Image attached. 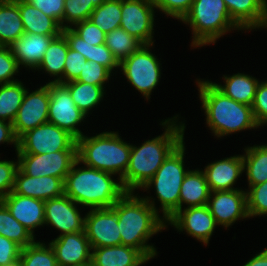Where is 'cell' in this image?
I'll use <instances>...</instances> for the list:
<instances>
[{
  "instance_id": "obj_54",
  "label": "cell",
  "mask_w": 267,
  "mask_h": 266,
  "mask_svg": "<svg viewBox=\"0 0 267 266\" xmlns=\"http://www.w3.org/2000/svg\"><path fill=\"white\" fill-rule=\"evenodd\" d=\"M76 266H94L93 262L92 261H89L88 263L86 264H82V265H76Z\"/></svg>"
},
{
  "instance_id": "obj_33",
  "label": "cell",
  "mask_w": 267,
  "mask_h": 266,
  "mask_svg": "<svg viewBox=\"0 0 267 266\" xmlns=\"http://www.w3.org/2000/svg\"><path fill=\"white\" fill-rule=\"evenodd\" d=\"M0 235L14 241L22 248L35 242V235L20 224L0 200Z\"/></svg>"
},
{
  "instance_id": "obj_8",
  "label": "cell",
  "mask_w": 267,
  "mask_h": 266,
  "mask_svg": "<svg viewBox=\"0 0 267 266\" xmlns=\"http://www.w3.org/2000/svg\"><path fill=\"white\" fill-rule=\"evenodd\" d=\"M77 150V139L68 131L46 122L18 138L17 154H46Z\"/></svg>"
},
{
  "instance_id": "obj_7",
  "label": "cell",
  "mask_w": 267,
  "mask_h": 266,
  "mask_svg": "<svg viewBox=\"0 0 267 266\" xmlns=\"http://www.w3.org/2000/svg\"><path fill=\"white\" fill-rule=\"evenodd\" d=\"M184 141L163 161L155 175L144 184L142 189L155 188L161 203L163 219L167 222L179 210L180 189L184 176L189 170L184 169Z\"/></svg>"
},
{
  "instance_id": "obj_44",
  "label": "cell",
  "mask_w": 267,
  "mask_h": 266,
  "mask_svg": "<svg viewBox=\"0 0 267 266\" xmlns=\"http://www.w3.org/2000/svg\"><path fill=\"white\" fill-rule=\"evenodd\" d=\"M251 107L256 123L259 126L267 125V80L258 83Z\"/></svg>"
},
{
  "instance_id": "obj_18",
  "label": "cell",
  "mask_w": 267,
  "mask_h": 266,
  "mask_svg": "<svg viewBox=\"0 0 267 266\" xmlns=\"http://www.w3.org/2000/svg\"><path fill=\"white\" fill-rule=\"evenodd\" d=\"M49 244L54 250L58 266H76L91 261L92 248L85 230L59 235Z\"/></svg>"
},
{
  "instance_id": "obj_27",
  "label": "cell",
  "mask_w": 267,
  "mask_h": 266,
  "mask_svg": "<svg viewBox=\"0 0 267 266\" xmlns=\"http://www.w3.org/2000/svg\"><path fill=\"white\" fill-rule=\"evenodd\" d=\"M223 76L225 85L215 82L214 85L229 98L239 103L252 106L256 89L260 81L255 77L253 78L250 75L242 73H237L232 76Z\"/></svg>"
},
{
  "instance_id": "obj_4",
  "label": "cell",
  "mask_w": 267,
  "mask_h": 266,
  "mask_svg": "<svg viewBox=\"0 0 267 266\" xmlns=\"http://www.w3.org/2000/svg\"><path fill=\"white\" fill-rule=\"evenodd\" d=\"M199 98L206 114V123L218 138L242 130L259 127L252 107L222 93L211 81L198 79Z\"/></svg>"
},
{
  "instance_id": "obj_35",
  "label": "cell",
  "mask_w": 267,
  "mask_h": 266,
  "mask_svg": "<svg viewBox=\"0 0 267 266\" xmlns=\"http://www.w3.org/2000/svg\"><path fill=\"white\" fill-rule=\"evenodd\" d=\"M105 45L120 64L143 44L135 37L129 35L124 29L117 28L106 34Z\"/></svg>"
},
{
  "instance_id": "obj_46",
  "label": "cell",
  "mask_w": 267,
  "mask_h": 266,
  "mask_svg": "<svg viewBox=\"0 0 267 266\" xmlns=\"http://www.w3.org/2000/svg\"><path fill=\"white\" fill-rule=\"evenodd\" d=\"M18 160H0V200L13 190Z\"/></svg>"
},
{
  "instance_id": "obj_26",
  "label": "cell",
  "mask_w": 267,
  "mask_h": 266,
  "mask_svg": "<svg viewBox=\"0 0 267 266\" xmlns=\"http://www.w3.org/2000/svg\"><path fill=\"white\" fill-rule=\"evenodd\" d=\"M19 11L25 33L38 35H60L61 26L25 0H19Z\"/></svg>"
},
{
  "instance_id": "obj_52",
  "label": "cell",
  "mask_w": 267,
  "mask_h": 266,
  "mask_svg": "<svg viewBox=\"0 0 267 266\" xmlns=\"http://www.w3.org/2000/svg\"><path fill=\"white\" fill-rule=\"evenodd\" d=\"M4 266H23L22 263H21V260L18 259L17 261L9 264V265H4Z\"/></svg>"
},
{
  "instance_id": "obj_34",
  "label": "cell",
  "mask_w": 267,
  "mask_h": 266,
  "mask_svg": "<svg viewBox=\"0 0 267 266\" xmlns=\"http://www.w3.org/2000/svg\"><path fill=\"white\" fill-rule=\"evenodd\" d=\"M121 12V0H106L92 11L89 20L108 34L112 30L120 28Z\"/></svg>"
},
{
  "instance_id": "obj_32",
  "label": "cell",
  "mask_w": 267,
  "mask_h": 266,
  "mask_svg": "<svg viewBox=\"0 0 267 266\" xmlns=\"http://www.w3.org/2000/svg\"><path fill=\"white\" fill-rule=\"evenodd\" d=\"M25 93L21 81L0 85V120L13 123Z\"/></svg>"
},
{
  "instance_id": "obj_11",
  "label": "cell",
  "mask_w": 267,
  "mask_h": 266,
  "mask_svg": "<svg viewBox=\"0 0 267 266\" xmlns=\"http://www.w3.org/2000/svg\"><path fill=\"white\" fill-rule=\"evenodd\" d=\"M48 122L68 131L76 139L83 136L77 128L86 115L75 105L69 89L61 83L49 82Z\"/></svg>"
},
{
  "instance_id": "obj_47",
  "label": "cell",
  "mask_w": 267,
  "mask_h": 266,
  "mask_svg": "<svg viewBox=\"0 0 267 266\" xmlns=\"http://www.w3.org/2000/svg\"><path fill=\"white\" fill-rule=\"evenodd\" d=\"M89 61H96L100 65L107 67L111 72L114 68H120L118 61L105 43L96 46L92 45Z\"/></svg>"
},
{
  "instance_id": "obj_41",
  "label": "cell",
  "mask_w": 267,
  "mask_h": 266,
  "mask_svg": "<svg viewBox=\"0 0 267 266\" xmlns=\"http://www.w3.org/2000/svg\"><path fill=\"white\" fill-rule=\"evenodd\" d=\"M194 0H153L155 8L162 11L164 14L174 17L178 20L189 13Z\"/></svg>"
},
{
  "instance_id": "obj_23",
  "label": "cell",
  "mask_w": 267,
  "mask_h": 266,
  "mask_svg": "<svg viewBox=\"0 0 267 266\" xmlns=\"http://www.w3.org/2000/svg\"><path fill=\"white\" fill-rule=\"evenodd\" d=\"M59 35H21L9 47L17 59L18 65L35 69L39 66L51 41Z\"/></svg>"
},
{
  "instance_id": "obj_14",
  "label": "cell",
  "mask_w": 267,
  "mask_h": 266,
  "mask_svg": "<svg viewBox=\"0 0 267 266\" xmlns=\"http://www.w3.org/2000/svg\"><path fill=\"white\" fill-rule=\"evenodd\" d=\"M84 230L91 248L121 245L116 212L110 208L90 209Z\"/></svg>"
},
{
  "instance_id": "obj_3",
  "label": "cell",
  "mask_w": 267,
  "mask_h": 266,
  "mask_svg": "<svg viewBox=\"0 0 267 266\" xmlns=\"http://www.w3.org/2000/svg\"><path fill=\"white\" fill-rule=\"evenodd\" d=\"M78 164L77 159L64 180V194L78 205L110 208L127 192L113 174L86 165L77 168Z\"/></svg>"
},
{
  "instance_id": "obj_2",
  "label": "cell",
  "mask_w": 267,
  "mask_h": 266,
  "mask_svg": "<svg viewBox=\"0 0 267 266\" xmlns=\"http://www.w3.org/2000/svg\"><path fill=\"white\" fill-rule=\"evenodd\" d=\"M177 116L165 119V132L146 140L141 146L131 145L128 169L120 180L127 192L141 189L162 165L163 161L184 141L185 123L177 124ZM177 119V120H176Z\"/></svg>"
},
{
  "instance_id": "obj_51",
  "label": "cell",
  "mask_w": 267,
  "mask_h": 266,
  "mask_svg": "<svg viewBox=\"0 0 267 266\" xmlns=\"http://www.w3.org/2000/svg\"><path fill=\"white\" fill-rule=\"evenodd\" d=\"M243 266H267V260L258 253Z\"/></svg>"
},
{
  "instance_id": "obj_12",
  "label": "cell",
  "mask_w": 267,
  "mask_h": 266,
  "mask_svg": "<svg viewBox=\"0 0 267 266\" xmlns=\"http://www.w3.org/2000/svg\"><path fill=\"white\" fill-rule=\"evenodd\" d=\"M154 8L153 0H121L120 28L143 45H154Z\"/></svg>"
},
{
  "instance_id": "obj_28",
  "label": "cell",
  "mask_w": 267,
  "mask_h": 266,
  "mask_svg": "<svg viewBox=\"0 0 267 266\" xmlns=\"http://www.w3.org/2000/svg\"><path fill=\"white\" fill-rule=\"evenodd\" d=\"M24 33L19 0H8L0 4V45L10 46Z\"/></svg>"
},
{
  "instance_id": "obj_15",
  "label": "cell",
  "mask_w": 267,
  "mask_h": 266,
  "mask_svg": "<svg viewBox=\"0 0 267 266\" xmlns=\"http://www.w3.org/2000/svg\"><path fill=\"white\" fill-rule=\"evenodd\" d=\"M207 206L216 224L225 228L238 219L249 218L246 191L241 189L211 192Z\"/></svg>"
},
{
  "instance_id": "obj_43",
  "label": "cell",
  "mask_w": 267,
  "mask_h": 266,
  "mask_svg": "<svg viewBox=\"0 0 267 266\" xmlns=\"http://www.w3.org/2000/svg\"><path fill=\"white\" fill-rule=\"evenodd\" d=\"M86 62L87 60L80 52L68 48L63 72V84L77 80Z\"/></svg>"
},
{
  "instance_id": "obj_49",
  "label": "cell",
  "mask_w": 267,
  "mask_h": 266,
  "mask_svg": "<svg viewBox=\"0 0 267 266\" xmlns=\"http://www.w3.org/2000/svg\"><path fill=\"white\" fill-rule=\"evenodd\" d=\"M62 34L67 39L69 48L80 52L83 57L89 61L90 51L92 45L84 41L80 36H78L71 27L62 29Z\"/></svg>"
},
{
  "instance_id": "obj_19",
  "label": "cell",
  "mask_w": 267,
  "mask_h": 266,
  "mask_svg": "<svg viewBox=\"0 0 267 266\" xmlns=\"http://www.w3.org/2000/svg\"><path fill=\"white\" fill-rule=\"evenodd\" d=\"M12 192L46 201L64 195V180L53 176H28L18 168Z\"/></svg>"
},
{
  "instance_id": "obj_55",
  "label": "cell",
  "mask_w": 267,
  "mask_h": 266,
  "mask_svg": "<svg viewBox=\"0 0 267 266\" xmlns=\"http://www.w3.org/2000/svg\"><path fill=\"white\" fill-rule=\"evenodd\" d=\"M6 1H8V0H0V4L4 3Z\"/></svg>"
},
{
  "instance_id": "obj_42",
  "label": "cell",
  "mask_w": 267,
  "mask_h": 266,
  "mask_svg": "<svg viewBox=\"0 0 267 266\" xmlns=\"http://www.w3.org/2000/svg\"><path fill=\"white\" fill-rule=\"evenodd\" d=\"M71 29L84 41L91 45H100L105 43L106 33L94 25L90 20L78 22Z\"/></svg>"
},
{
  "instance_id": "obj_31",
  "label": "cell",
  "mask_w": 267,
  "mask_h": 266,
  "mask_svg": "<svg viewBox=\"0 0 267 266\" xmlns=\"http://www.w3.org/2000/svg\"><path fill=\"white\" fill-rule=\"evenodd\" d=\"M69 89L75 105L88 116L89 111L97 106L104 97V86L91 85L79 81L64 83Z\"/></svg>"
},
{
  "instance_id": "obj_24",
  "label": "cell",
  "mask_w": 267,
  "mask_h": 266,
  "mask_svg": "<svg viewBox=\"0 0 267 266\" xmlns=\"http://www.w3.org/2000/svg\"><path fill=\"white\" fill-rule=\"evenodd\" d=\"M94 266H140L149 261L139 250L125 246L92 248Z\"/></svg>"
},
{
  "instance_id": "obj_39",
  "label": "cell",
  "mask_w": 267,
  "mask_h": 266,
  "mask_svg": "<svg viewBox=\"0 0 267 266\" xmlns=\"http://www.w3.org/2000/svg\"><path fill=\"white\" fill-rule=\"evenodd\" d=\"M111 73L112 72L107 67L100 65L96 61H87L76 81L96 86H104V84L109 81Z\"/></svg>"
},
{
  "instance_id": "obj_5",
  "label": "cell",
  "mask_w": 267,
  "mask_h": 266,
  "mask_svg": "<svg viewBox=\"0 0 267 266\" xmlns=\"http://www.w3.org/2000/svg\"><path fill=\"white\" fill-rule=\"evenodd\" d=\"M118 132H102L96 136L83 135L77 139V158L80 164L111 173L125 175L131 154V144L124 142Z\"/></svg>"
},
{
  "instance_id": "obj_50",
  "label": "cell",
  "mask_w": 267,
  "mask_h": 266,
  "mask_svg": "<svg viewBox=\"0 0 267 266\" xmlns=\"http://www.w3.org/2000/svg\"><path fill=\"white\" fill-rule=\"evenodd\" d=\"M12 143L18 150V138L15 136L13 125L7 121L0 120V143Z\"/></svg>"
},
{
  "instance_id": "obj_36",
  "label": "cell",
  "mask_w": 267,
  "mask_h": 266,
  "mask_svg": "<svg viewBox=\"0 0 267 266\" xmlns=\"http://www.w3.org/2000/svg\"><path fill=\"white\" fill-rule=\"evenodd\" d=\"M23 266H58L56 256L50 244L35 241L22 248L20 258Z\"/></svg>"
},
{
  "instance_id": "obj_9",
  "label": "cell",
  "mask_w": 267,
  "mask_h": 266,
  "mask_svg": "<svg viewBox=\"0 0 267 266\" xmlns=\"http://www.w3.org/2000/svg\"><path fill=\"white\" fill-rule=\"evenodd\" d=\"M150 46L153 45H142L119 64L129 83L147 100L161 78L160 63Z\"/></svg>"
},
{
  "instance_id": "obj_37",
  "label": "cell",
  "mask_w": 267,
  "mask_h": 266,
  "mask_svg": "<svg viewBox=\"0 0 267 266\" xmlns=\"http://www.w3.org/2000/svg\"><path fill=\"white\" fill-rule=\"evenodd\" d=\"M105 1L106 0H65L63 29L72 27L78 22L89 20L92 11ZM64 22H66L67 25Z\"/></svg>"
},
{
  "instance_id": "obj_1",
  "label": "cell",
  "mask_w": 267,
  "mask_h": 266,
  "mask_svg": "<svg viewBox=\"0 0 267 266\" xmlns=\"http://www.w3.org/2000/svg\"><path fill=\"white\" fill-rule=\"evenodd\" d=\"M126 192L111 208L116 212L121 245L139 250L148 260L157 255L153 245H147L150 237L167 228L160 217L155 199Z\"/></svg>"
},
{
  "instance_id": "obj_38",
  "label": "cell",
  "mask_w": 267,
  "mask_h": 266,
  "mask_svg": "<svg viewBox=\"0 0 267 266\" xmlns=\"http://www.w3.org/2000/svg\"><path fill=\"white\" fill-rule=\"evenodd\" d=\"M246 191L248 216L267 215V181L249 187Z\"/></svg>"
},
{
  "instance_id": "obj_53",
  "label": "cell",
  "mask_w": 267,
  "mask_h": 266,
  "mask_svg": "<svg viewBox=\"0 0 267 266\" xmlns=\"http://www.w3.org/2000/svg\"><path fill=\"white\" fill-rule=\"evenodd\" d=\"M260 254L267 260V248H265Z\"/></svg>"
},
{
  "instance_id": "obj_13",
  "label": "cell",
  "mask_w": 267,
  "mask_h": 266,
  "mask_svg": "<svg viewBox=\"0 0 267 266\" xmlns=\"http://www.w3.org/2000/svg\"><path fill=\"white\" fill-rule=\"evenodd\" d=\"M49 103V83L31 93L26 89L22 104L12 123L17 138L25 132L48 122Z\"/></svg>"
},
{
  "instance_id": "obj_17",
  "label": "cell",
  "mask_w": 267,
  "mask_h": 266,
  "mask_svg": "<svg viewBox=\"0 0 267 266\" xmlns=\"http://www.w3.org/2000/svg\"><path fill=\"white\" fill-rule=\"evenodd\" d=\"M78 204L65 194L45 201V224L61 231L60 235L84 231L85 218L81 217Z\"/></svg>"
},
{
  "instance_id": "obj_48",
  "label": "cell",
  "mask_w": 267,
  "mask_h": 266,
  "mask_svg": "<svg viewBox=\"0 0 267 266\" xmlns=\"http://www.w3.org/2000/svg\"><path fill=\"white\" fill-rule=\"evenodd\" d=\"M22 247L0 235V266L9 265L20 258Z\"/></svg>"
},
{
  "instance_id": "obj_21",
  "label": "cell",
  "mask_w": 267,
  "mask_h": 266,
  "mask_svg": "<svg viewBox=\"0 0 267 266\" xmlns=\"http://www.w3.org/2000/svg\"><path fill=\"white\" fill-rule=\"evenodd\" d=\"M203 172L211 192L237 190L238 188H234L233 185L244 172L243 156L236 155L217 160L208 164Z\"/></svg>"
},
{
  "instance_id": "obj_10",
  "label": "cell",
  "mask_w": 267,
  "mask_h": 266,
  "mask_svg": "<svg viewBox=\"0 0 267 266\" xmlns=\"http://www.w3.org/2000/svg\"><path fill=\"white\" fill-rule=\"evenodd\" d=\"M18 168L32 177L53 176L65 180L77 158V150L46 154H17Z\"/></svg>"
},
{
  "instance_id": "obj_16",
  "label": "cell",
  "mask_w": 267,
  "mask_h": 266,
  "mask_svg": "<svg viewBox=\"0 0 267 266\" xmlns=\"http://www.w3.org/2000/svg\"><path fill=\"white\" fill-rule=\"evenodd\" d=\"M166 223L207 245L217 225L207 204L178 210Z\"/></svg>"
},
{
  "instance_id": "obj_40",
  "label": "cell",
  "mask_w": 267,
  "mask_h": 266,
  "mask_svg": "<svg viewBox=\"0 0 267 266\" xmlns=\"http://www.w3.org/2000/svg\"><path fill=\"white\" fill-rule=\"evenodd\" d=\"M19 68L10 47L0 45V85L18 81L13 76L19 72Z\"/></svg>"
},
{
  "instance_id": "obj_45",
  "label": "cell",
  "mask_w": 267,
  "mask_h": 266,
  "mask_svg": "<svg viewBox=\"0 0 267 266\" xmlns=\"http://www.w3.org/2000/svg\"><path fill=\"white\" fill-rule=\"evenodd\" d=\"M47 16L53 18L63 29V13L65 0H25Z\"/></svg>"
},
{
  "instance_id": "obj_6",
  "label": "cell",
  "mask_w": 267,
  "mask_h": 266,
  "mask_svg": "<svg viewBox=\"0 0 267 266\" xmlns=\"http://www.w3.org/2000/svg\"><path fill=\"white\" fill-rule=\"evenodd\" d=\"M182 22L192 29L193 47L215 44L231 29L241 30L231 19L224 0H194Z\"/></svg>"
},
{
  "instance_id": "obj_25",
  "label": "cell",
  "mask_w": 267,
  "mask_h": 266,
  "mask_svg": "<svg viewBox=\"0 0 267 266\" xmlns=\"http://www.w3.org/2000/svg\"><path fill=\"white\" fill-rule=\"evenodd\" d=\"M210 188L203 170H189L184 176L179 197V210L182 204L187 207L203 206L208 203Z\"/></svg>"
},
{
  "instance_id": "obj_29",
  "label": "cell",
  "mask_w": 267,
  "mask_h": 266,
  "mask_svg": "<svg viewBox=\"0 0 267 266\" xmlns=\"http://www.w3.org/2000/svg\"><path fill=\"white\" fill-rule=\"evenodd\" d=\"M68 42L65 36L61 33L58 37H55L49 44L42 61L36 68L43 69L50 76L56 77L50 82H56L63 84V72L68 53Z\"/></svg>"
},
{
  "instance_id": "obj_20",
  "label": "cell",
  "mask_w": 267,
  "mask_h": 266,
  "mask_svg": "<svg viewBox=\"0 0 267 266\" xmlns=\"http://www.w3.org/2000/svg\"><path fill=\"white\" fill-rule=\"evenodd\" d=\"M1 201L10 211L11 215L32 235L36 227L45 223V201L32 197L22 196L12 191L4 196Z\"/></svg>"
},
{
  "instance_id": "obj_30",
  "label": "cell",
  "mask_w": 267,
  "mask_h": 266,
  "mask_svg": "<svg viewBox=\"0 0 267 266\" xmlns=\"http://www.w3.org/2000/svg\"><path fill=\"white\" fill-rule=\"evenodd\" d=\"M243 169H246L248 186L258 185L267 181V144L247 147L244 149Z\"/></svg>"
},
{
  "instance_id": "obj_22",
  "label": "cell",
  "mask_w": 267,
  "mask_h": 266,
  "mask_svg": "<svg viewBox=\"0 0 267 266\" xmlns=\"http://www.w3.org/2000/svg\"><path fill=\"white\" fill-rule=\"evenodd\" d=\"M224 3L241 30L267 27V0H224Z\"/></svg>"
}]
</instances>
